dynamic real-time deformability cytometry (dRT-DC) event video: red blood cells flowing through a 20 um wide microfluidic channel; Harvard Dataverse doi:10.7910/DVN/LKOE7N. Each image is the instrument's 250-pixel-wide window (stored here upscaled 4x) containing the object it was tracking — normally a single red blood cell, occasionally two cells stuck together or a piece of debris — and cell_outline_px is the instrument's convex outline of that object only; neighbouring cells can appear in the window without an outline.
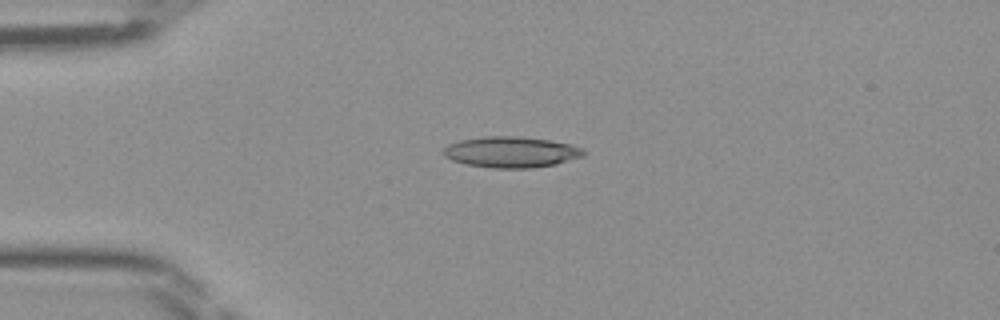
{"species": "Egyptian fruit bat (a non-hibernating species)", "species_latin": "Rousettus aegyptiacus", "temperature_condition": "room temperature", "stored_images_in_passage": 47, "camera_frame_rate_fps": 3000, "um_per_image_px": 0.085, "frame": {"image": 1, "passage_image": 12, "time_ms": 3.667, "image_size_px": [1000, 320], "cell_outline_px": [[584, 156], [556, 164], [532, 168], [492, 168], [464, 164], [452, 160], [444, 156], [440, 152], [448, 144], [460, 140], [484, 136], [516, 136], [548, 140], [572, 144], [580, 148], [584, 152]], "centroid_in_image_um": [43.4, 12.93], "position_along_channel_um": 41.6, "area_um2": 25.37}}
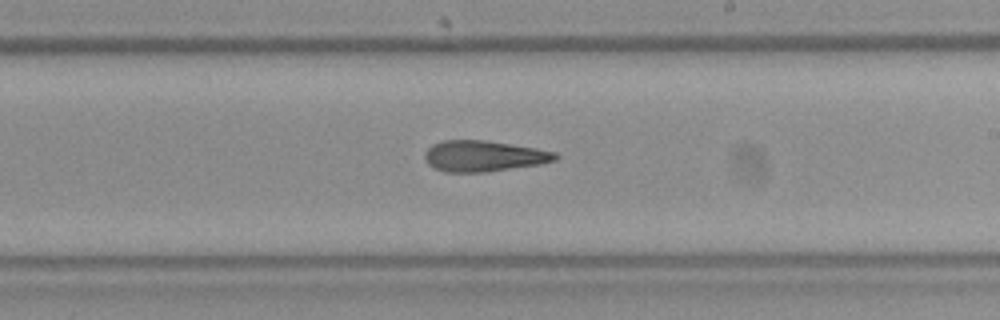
{"frame": {"image": 2, "passage_image": 28, "time_ms": 9.0, "image_size_px": [1000, 320], "cell_outline_px": [[560, 156], [556, 160], [540, 164], [484, 172], [444, 172], [428, 164], [424, 160], [424, 152], [432, 144], [444, 140], [484, 140], [512, 144], [536, 148], [556, 152]], "centroid_in_image_um": [41.1, 13.26], "position_along_channel_um": 247.9, "area_um2": 23.58}}
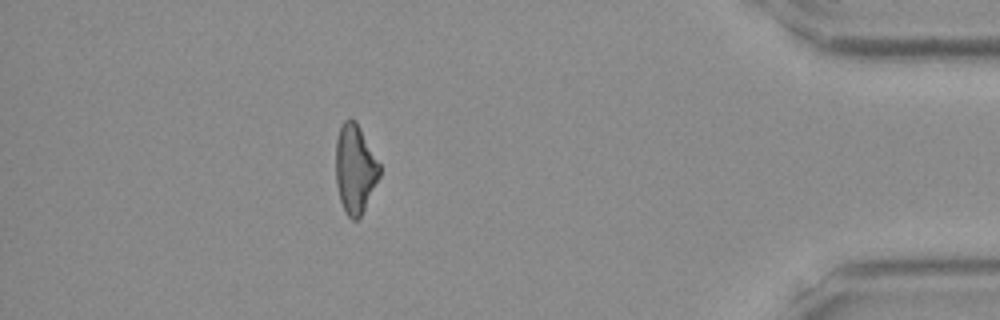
{"frame": {"image": 3, "passage_image": 42, "time_ms": 13.667, "image_size_px": [1000, 320], "cell_outline_px": [[380, 176], [360, 216], [356, 220], [352, 220], [348, 216], [340, 200], [336, 184], [336, 140], [340, 128], [344, 120], [356, 120], [380, 164]], "centroid_in_image_um": [30.17, 14.34], "position_along_channel_um": 405.0, "area_um2": 22.37}}